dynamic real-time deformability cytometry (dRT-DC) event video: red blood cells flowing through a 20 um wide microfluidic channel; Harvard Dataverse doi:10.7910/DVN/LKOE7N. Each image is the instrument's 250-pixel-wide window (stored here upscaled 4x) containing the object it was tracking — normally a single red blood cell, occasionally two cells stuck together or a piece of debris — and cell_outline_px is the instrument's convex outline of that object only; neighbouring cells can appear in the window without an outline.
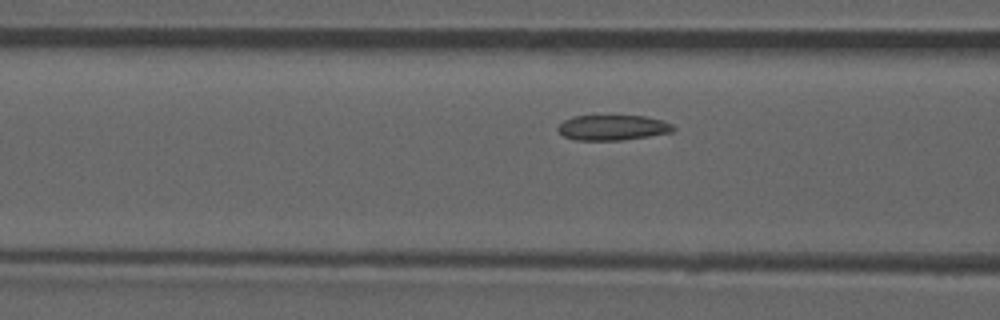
{"species": "common noctule bat (a hibernating species)", "species_latin": "Nyctalus noctula", "temperature_condition": "room temperature", "stored_images_in_passage": 19, "camera_frame_rate_fps": 3000, "um_per_image_px": 0.085, "animal": {"sex": "male", "forearm_length_mm": 52.5}, "frame": {"image": 1, "passage_image": 16, "time_ms": 5.0, "image_size_px": [1000, 320], "cell_outline_px": [[676, 128], [672, 132], [624, 140], [576, 140], [564, 136], [556, 128], [564, 120], [572, 116], [644, 116], [664, 120], [672, 124]], "centroid_in_image_um": [52.1, 10.84], "position_along_channel_um": 114.5, "area_um2": 16.99}}